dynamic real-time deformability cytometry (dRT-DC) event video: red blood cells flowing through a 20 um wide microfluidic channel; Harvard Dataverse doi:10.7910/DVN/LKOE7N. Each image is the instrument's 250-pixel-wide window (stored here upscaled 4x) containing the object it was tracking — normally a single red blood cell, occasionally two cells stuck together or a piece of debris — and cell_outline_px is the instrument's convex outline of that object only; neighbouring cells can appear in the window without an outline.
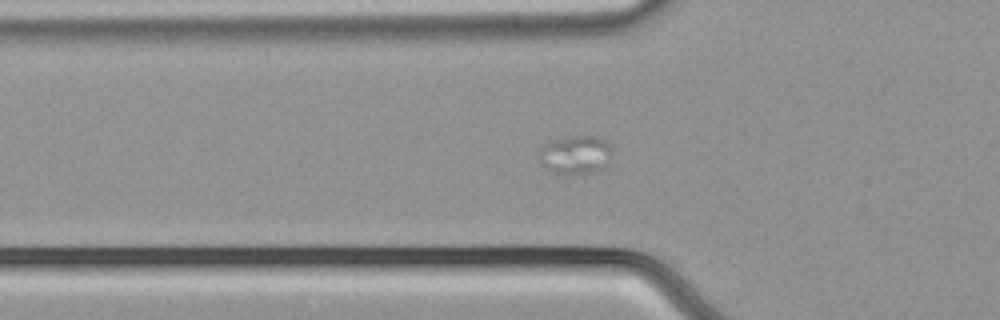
{"species": "common noctule bat (a hibernating species)", "species_latin": "Nyctalus noctula", "temperature_condition": "cold", "stored_images_in_passage": 47, "segment_of_instrument_passage": [1, 2], "camera_frame_rate_fps": 3000, "um_per_image_px": 0.085, "animal": {"sex": "male", "body_mass_g": 21.5, "forearm_length_mm": 52.0}, "frame": {"image": 1, "passage_image": 9, "time_ms": 2.667, "image_size_px": [1000, 320], "cell_outline_px": [[612, 152], [608, 164], [604, 168], [596, 172], [552, 172], [540, 164], [540, 148], [548, 140], [572, 136], [596, 136], [604, 140], [612, 148]], "centroid_in_image_um": [48.92, 13.12], "position_along_channel_um": 76.9, "area_um2": 16.3}}
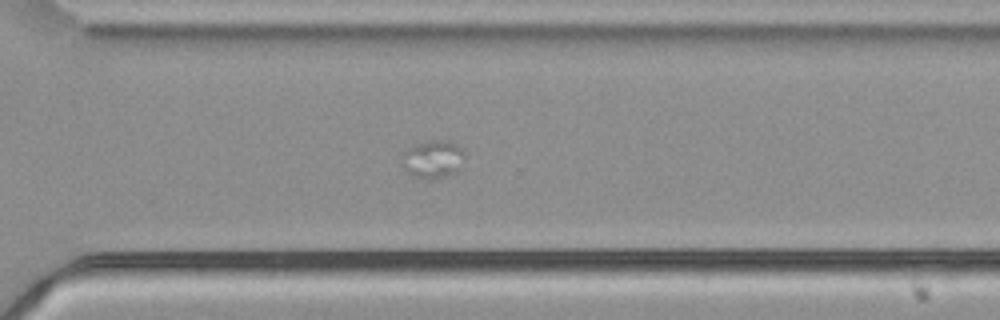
{"frame": {"image": 2, "passage_image": 30, "time_ms": 9.667, "image_size_px": [1000, 320], "cell_outline_px": [[464, 156], [460, 168], [456, 172], [444, 176], [412, 176], [400, 168], [400, 160], [404, 152], [408, 148], [416, 144], [428, 140], [448, 140], [456, 144], [464, 152]], "centroid_in_image_um": [36.75, 13.49], "position_along_channel_um": 333.9, "area_um2": 13.7}}
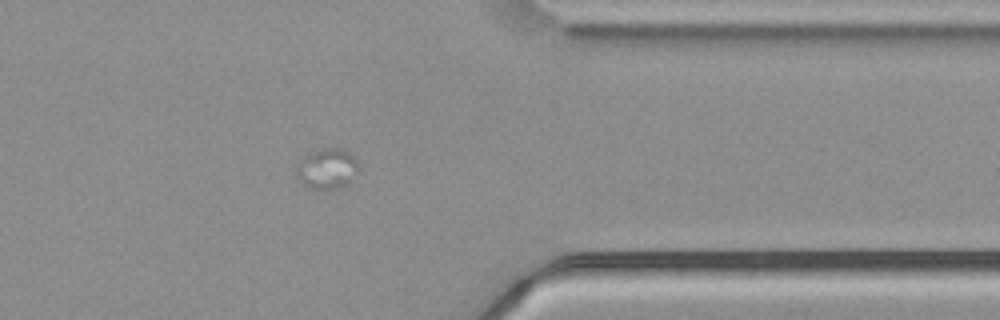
{"frame": {"image": 3, "passage_image": 35, "time_ms": 11.333, "image_size_px": [1000, 320], "cell_outline_px": [[360, 168], [352, 180], [348, 184], [336, 188], [316, 192], [308, 188], [296, 176], [296, 168], [300, 160], [304, 156], [320, 148], [336, 148], [348, 152], [360, 164]], "centroid_in_image_um": [27.8, 14.38], "position_along_channel_um": 383.6, "area_um2": 14.97}}